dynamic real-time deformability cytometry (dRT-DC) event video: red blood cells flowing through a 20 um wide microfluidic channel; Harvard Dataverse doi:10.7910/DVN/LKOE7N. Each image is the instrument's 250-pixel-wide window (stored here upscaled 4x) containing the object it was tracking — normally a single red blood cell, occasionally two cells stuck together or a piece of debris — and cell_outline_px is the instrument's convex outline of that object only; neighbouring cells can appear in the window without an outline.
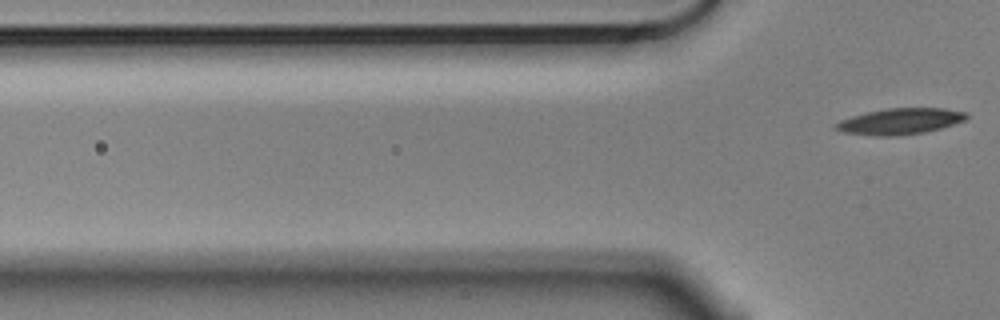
{"species": "Egyptian fruit bat (a non-hibernating species)", "species_latin": "Rousettus aegyptiacus", "temperature_condition": "cold", "stored_images_in_passage": 8, "camera_frame_rate_fps": 3000, "um_per_image_px": 0.085, "animal": {"sex": "male"}, "frame": {"image": 1, "passage_image": 8, "time_ms": 2.333, "image_size_px": [1000, 320], "cell_outline_px": [[968, 120], [940, 128], [924, 132], [896, 136], [876, 136], [844, 132], [832, 128], [832, 124], [840, 120], [852, 116], [868, 112], [888, 108], [944, 108], [968, 112]], "centroid_in_image_um": [76.52, 10.31], "position_along_channel_um": 49.3, "area_um2": 20.0}}